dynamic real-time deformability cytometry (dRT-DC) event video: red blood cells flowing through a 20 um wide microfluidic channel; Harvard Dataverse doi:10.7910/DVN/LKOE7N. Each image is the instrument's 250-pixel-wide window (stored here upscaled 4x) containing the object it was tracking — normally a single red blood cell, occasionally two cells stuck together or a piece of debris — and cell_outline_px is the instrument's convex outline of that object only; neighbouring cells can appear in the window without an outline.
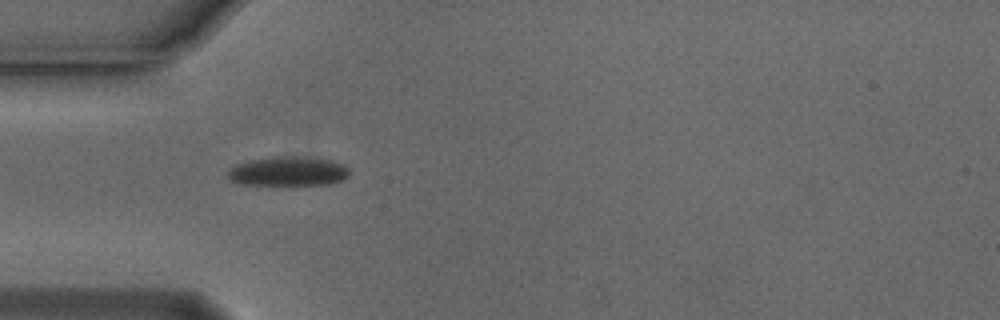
{"species": "Egyptian fruit bat (a non-hibernating species)", "species_latin": "Rousettus aegyptiacus", "temperature_condition": "cold", "stored_images_in_passage": 33, "camera_frame_rate_fps": 3000, "um_per_image_px": 0.085, "animal": {"sex": "male"}, "frame": {"image": 1, "passage_image": 1, "time_ms": 0.0, "image_size_px": [1000, 320], "cell_outline_px": [[348, 176], [344, 180], [328, 184], [236, 184], [228, 180], [224, 176], [224, 172], [236, 164], [252, 160], [332, 160], [344, 164], [348, 168]], "centroid_in_image_um": [24.42, 14.64], "position_along_channel_um": 60.6, "area_um2": 19.54}}
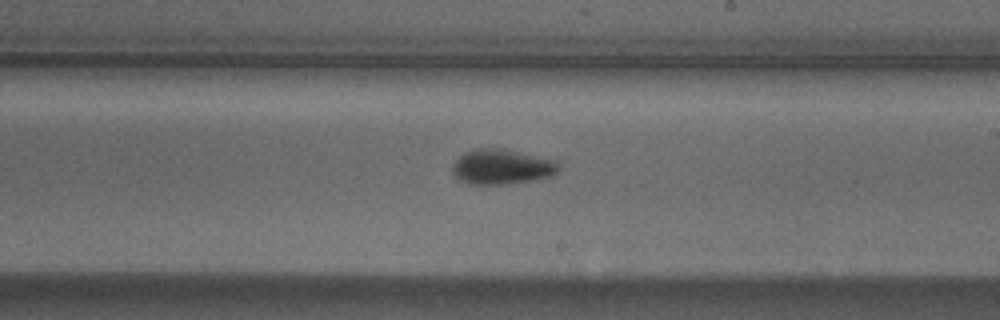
{"frame": {"image": 2, "passage_image": 16, "time_ms": 5.0, "image_size_px": [1000, 320], "cell_outline_px": [[560, 168], [552, 176], [532, 180], [504, 184], [468, 184], [460, 180], [452, 172], [452, 168], [456, 160], [460, 156], [476, 148], [500, 148], [556, 160]], "centroid_in_image_um": [42.66, 14.18], "position_along_channel_um": 246.3, "area_um2": 21.44}}
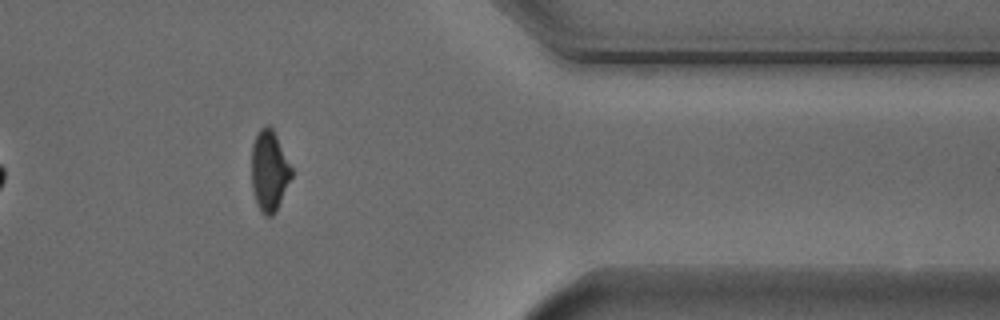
{"frame": {"image": 3, "passage_image": 29, "time_ms": 9.333, "image_size_px": [1000, 320], "cell_outline_px": [[292, 176], [276, 212], [272, 216], [264, 216], [256, 204], [252, 188], [252, 144], [260, 128], [268, 124], [272, 128], [292, 168]], "centroid_in_image_um": [22.88, 14.55], "position_along_channel_um": 388.5, "area_um2": 18.73}, "authors_computed_cell_mechanics": {"area_um2": 20.5768, "velocity_mm_per_s": 3.7636, "shape_relaxation_time_tau1_ms": 2.8375, "shape_relaxation_time_tau2_ms": 3.8556, "deformation_change_tau1": 0.1114, "deformation_change_tau2": 0.0867}}